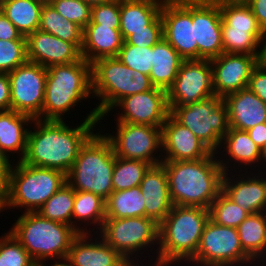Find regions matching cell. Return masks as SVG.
I'll return each mask as SVG.
<instances>
[{"label":"cell","instance_id":"obj_1","mask_svg":"<svg viewBox=\"0 0 266 266\" xmlns=\"http://www.w3.org/2000/svg\"><path fill=\"white\" fill-rule=\"evenodd\" d=\"M90 112V113H89ZM74 126L66 121L33 119L27 136L23 163L68 174L81 147L96 132L99 115L96 108ZM34 127H33V125Z\"/></svg>","mask_w":266,"mask_h":266},{"label":"cell","instance_id":"obj_2","mask_svg":"<svg viewBox=\"0 0 266 266\" xmlns=\"http://www.w3.org/2000/svg\"><path fill=\"white\" fill-rule=\"evenodd\" d=\"M173 205L209 209L222 191L224 171L216 153L190 161H162Z\"/></svg>","mask_w":266,"mask_h":266},{"label":"cell","instance_id":"obj_3","mask_svg":"<svg viewBox=\"0 0 266 266\" xmlns=\"http://www.w3.org/2000/svg\"><path fill=\"white\" fill-rule=\"evenodd\" d=\"M208 220L209 209L199 206L173 205L159 224L157 258L161 265L187 264L198 250L201 235Z\"/></svg>","mask_w":266,"mask_h":266},{"label":"cell","instance_id":"obj_4","mask_svg":"<svg viewBox=\"0 0 266 266\" xmlns=\"http://www.w3.org/2000/svg\"><path fill=\"white\" fill-rule=\"evenodd\" d=\"M47 69L42 120L64 121L69 112L92 99V64L83 57L73 63L53 65ZM92 96V97H91ZM71 110V111H70Z\"/></svg>","mask_w":266,"mask_h":266},{"label":"cell","instance_id":"obj_5","mask_svg":"<svg viewBox=\"0 0 266 266\" xmlns=\"http://www.w3.org/2000/svg\"><path fill=\"white\" fill-rule=\"evenodd\" d=\"M9 232L27 250L36 264L67 258L73 240L80 234L73 226L23 212Z\"/></svg>","mask_w":266,"mask_h":266},{"label":"cell","instance_id":"obj_6","mask_svg":"<svg viewBox=\"0 0 266 266\" xmlns=\"http://www.w3.org/2000/svg\"><path fill=\"white\" fill-rule=\"evenodd\" d=\"M66 174L56 169L31 166L22 161L11 163L3 210L36 212L65 183Z\"/></svg>","mask_w":266,"mask_h":266},{"label":"cell","instance_id":"obj_7","mask_svg":"<svg viewBox=\"0 0 266 266\" xmlns=\"http://www.w3.org/2000/svg\"><path fill=\"white\" fill-rule=\"evenodd\" d=\"M150 76L134 71L117 57L101 58L92 63V93L96 100L99 125L107 120L109 111L122 99L153 89ZM102 119V120H101ZM101 122V123H100Z\"/></svg>","mask_w":266,"mask_h":266},{"label":"cell","instance_id":"obj_8","mask_svg":"<svg viewBox=\"0 0 266 266\" xmlns=\"http://www.w3.org/2000/svg\"><path fill=\"white\" fill-rule=\"evenodd\" d=\"M101 133L97 129L81 147L66 181L74 191L91 192L106 201L113 193L115 155L111 143Z\"/></svg>","mask_w":266,"mask_h":266},{"label":"cell","instance_id":"obj_9","mask_svg":"<svg viewBox=\"0 0 266 266\" xmlns=\"http://www.w3.org/2000/svg\"><path fill=\"white\" fill-rule=\"evenodd\" d=\"M97 234L124 258L133 256L139 258L155 256L157 258L159 224L152 218H106ZM146 251H150V254L153 252L154 255L148 253L149 256H145Z\"/></svg>","mask_w":266,"mask_h":266},{"label":"cell","instance_id":"obj_10","mask_svg":"<svg viewBox=\"0 0 266 266\" xmlns=\"http://www.w3.org/2000/svg\"><path fill=\"white\" fill-rule=\"evenodd\" d=\"M170 114L195 134L213 153L229 130L228 109L223 98L214 95L186 106H169Z\"/></svg>","mask_w":266,"mask_h":266},{"label":"cell","instance_id":"obj_11","mask_svg":"<svg viewBox=\"0 0 266 266\" xmlns=\"http://www.w3.org/2000/svg\"><path fill=\"white\" fill-rule=\"evenodd\" d=\"M189 264L191 266H256V263L243 251L237 228L218 225L210 219L205 224L195 256L186 266Z\"/></svg>","mask_w":266,"mask_h":266},{"label":"cell","instance_id":"obj_12","mask_svg":"<svg viewBox=\"0 0 266 266\" xmlns=\"http://www.w3.org/2000/svg\"><path fill=\"white\" fill-rule=\"evenodd\" d=\"M115 125L114 132L109 130L105 133L103 124L99 130L111 143L116 157L145 161L151 166L163 161L162 126L118 121Z\"/></svg>","mask_w":266,"mask_h":266},{"label":"cell","instance_id":"obj_13","mask_svg":"<svg viewBox=\"0 0 266 266\" xmlns=\"http://www.w3.org/2000/svg\"><path fill=\"white\" fill-rule=\"evenodd\" d=\"M163 38L184 60L198 59L195 41V0H167L161 12Z\"/></svg>","mask_w":266,"mask_h":266},{"label":"cell","instance_id":"obj_14","mask_svg":"<svg viewBox=\"0 0 266 266\" xmlns=\"http://www.w3.org/2000/svg\"><path fill=\"white\" fill-rule=\"evenodd\" d=\"M7 74L10 79L11 110L42 120L47 69L27 60Z\"/></svg>","mask_w":266,"mask_h":266},{"label":"cell","instance_id":"obj_15","mask_svg":"<svg viewBox=\"0 0 266 266\" xmlns=\"http://www.w3.org/2000/svg\"><path fill=\"white\" fill-rule=\"evenodd\" d=\"M214 95L210 60H183L172 86L167 90V101L168 106H186Z\"/></svg>","mask_w":266,"mask_h":266},{"label":"cell","instance_id":"obj_16","mask_svg":"<svg viewBox=\"0 0 266 266\" xmlns=\"http://www.w3.org/2000/svg\"><path fill=\"white\" fill-rule=\"evenodd\" d=\"M117 109H120L116 111ZM118 113V122L162 126L170 114L167 91L153 89L122 98L110 111ZM121 112V113H120Z\"/></svg>","mask_w":266,"mask_h":266},{"label":"cell","instance_id":"obj_17","mask_svg":"<svg viewBox=\"0 0 266 266\" xmlns=\"http://www.w3.org/2000/svg\"><path fill=\"white\" fill-rule=\"evenodd\" d=\"M264 56L222 53L210 59L215 95L225 98L248 86L253 69Z\"/></svg>","mask_w":266,"mask_h":266},{"label":"cell","instance_id":"obj_18","mask_svg":"<svg viewBox=\"0 0 266 266\" xmlns=\"http://www.w3.org/2000/svg\"><path fill=\"white\" fill-rule=\"evenodd\" d=\"M235 173H224L222 191L249 214L266 212V173Z\"/></svg>","mask_w":266,"mask_h":266},{"label":"cell","instance_id":"obj_19","mask_svg":"<svg viewBox=\"0 0 266 266\" xmlns=\"http://www.w3.org/2000/svg\"><path fill=\"white\" fill-rule=\"evenodd\" d=\"M216 155L224 173L261 170V150L246 130L229 128Z\"/></svg>","mask_w":266,"mask_h":266},{"label":"cell","instance_id":"obj_20","mask_svg":"<svg viewBox=\"0 0 266 266\" xmlns=\"http://www.w3.org/2000/svg\"><path fill=\"white\" fill-rule=\"evenodd\" d=\"M221 11L217 0H195V41L198 59H212L223 53Z\"/></svg>","mask_w":266,"mask_h":266},{"label":"cell","instance_id":"obj_21","mask_svg":"<svg viewBox=\"0 0 266 266\" xmlns=\"http://www.w3.org/2000/svg\"><path fill=\"white\" fill-rule=\"evenodd\" d=\"M163 161H190L206 158L213 152L171 114L162 125Z\"/></svg>","mask_w":266,"mask_h":266},{"label":"cell","instance_id":"obj_22","mask_svg":"<svg viewBox=\"0 0 266 266\" xmlns=\"http://www.w3.org/2000/svg\"><path fill=\"white\" fill-rule=\"evenodd\" d=\"M27 60L48 68L79 61L81 51L72 43L36 30L26 37Z\"/></svg>","mask_w":266,"mask_h":266},{"label":"cell","instance_id":"obj_23","mask_svg":"<svg viewBox=\"0 0 266 266\" xmlns=\"http://www.w3.org/2000/svg\"><path fill=\"white\" fill-rule=\"evenodd\" d=\"M67 259L71 266H119L124 257L97 233H80L73 240Z\"/></svg>","mask_w":266,"mask_h":266},{"label":"cell","instance_id":"obj_24","mask_svg":"<svg viewBox=\"0 0 266 266\" xmlns=\"http://www.w3.org/2000/svg\"><path fill=\"white\" fill-rule=\"evenodd\" d=\"M139 186L145 198L146 217L160 224L173 207L164 165L150 166Z\"/></svg>","mask_w":266,"mask_h":266},{"label":"cell","instance_id":"obj_25","mask_svg":"<svg viewBox=\"0 0 266 266\" xmlns=\"http://www.w3.org/2000/svg\"><path fill=\"white\" fill-rule=\"evenodd\" d=\"M223 99L228 109L229 128L247 131L266 122V103L248 87Z\"/></svg>","mask_w":266,"mask_h":266},{"label":"cell","instance_id":"obj_26","mask_svg":"<svg viewBox=\"0 0 266 266\" xmlns=\"http://www.w3.org/2000/svg\"><path fill=\"white\" fill-rule=\"evenodd\" d=\"M32 121L33 118L27 114L14 110L0 111V154L9 162L23 160L27 150L28 126ZM13 154L14 158L18 154L17 159L13 158Z\"/></svg>","mask_w":266,"mask_h":266},{"label":"cell","instance_id":"obj_27","mask_svg":"<svg viewBox=\"0 0 266 266\" xmlns=\"http://www.w3.org/2000/svg\"><path fill=\"white\" fill-rule=\"evenodd\" d=\"M119 28L87 24L83 29L81 56L91 64L101 58L117 57L124 43Z\"/></svg>","mask_w":266,"mask_h":266},{"label":"cell","instance_id":"obj_28","mask_svg":"<svg viewBox=\"0 0 266 266\" xmlns=\"http://www.w3.org/2000/svg\"><path fill=\"white\" fill-rule=\"evenodd\" d=\"M165 1L120 0V32L124 41L133 31L148 30Z\"/></svg>","mask_w":266,"mask_h":266},{"label":"cell","instance_id":"obj_29","mask_svg":"<svg viewBox=\"0 0 266 266\" xmlns=\"http://www.w3.org/2000/svg\"><path fill=\"white\" fill-rule=\"evenodd\" d=\"M105 219L106 208L104 199L91 192L75 191L72 226L79 233H97L101 229ZM91 225L93 228H90L92 227Z\"/></svg>","mask_w":266,"mask_h":266},{"label":"cell","instance_id":"obj_30","mask_svg":"<svg viewBox=\"0 0 266 266\" xmlns=\"http://www.w3.org/2000/svg\"><path fill=\"white\" fill-rule=\"evenodd\" d=\"M183 60L162 38L152 47V67L149 76L153 86L167 91L172 86Z\"/></svg>","mask_w":266,"mask_h":266},{"label":"cell","instance_id":"obj_31","mask_svg":"<svg viewBox=\"0 0 266 266\" xmlns=\"http://www.w3.org/2000/svg\"><path fill=\"white\" fill-rule=\"evenodd\" d=\"M47 0H1L0 10L27 37L39 29L41 10Z\"/></svg>","mask_w":266,"mask_h":266},{"label":"cell","instance_id":"obj_32","mask_svg":"<svg viewBox=\"0 0 266 266\" xmlns=\"http://www.w3.org/2000/svg\"><path fill=\"white\" fill-rule=\"evenodd\" d=\"M223 53L264 56L265 35L261 29L231 28L221 23Z\"/></svg>","mask_w":266,"mask_h":266},{"label":"cell","instance_id":"obj_33","mask_svg":"<svg viewBox=\"0 0 266 266\" xmlns=\"http://www.w3.org/2000/svg\"><path fill=\"white\" fill-rule=\"evenodd\" d=\"M237 230L243 251L258 264L266 256V212L249 214Z\"/></svg>","mask_w":266,"mask_h":266},{"label":"cell","instance_id":"obj_34","mask_svg":"<svg viewBox=\"0 0 266 266\" xmlns=\"http://www.w3.org/2000/svg\"><path fill=\"white\" fill-rule=\"evenodd\" d=\"M140 186L113 192L105 201L106 218L146 217Z\"/></svg>","mask_w":266,"mask_h":266},{"label":"cell","instance_id":"obj_35","mask_svg":"<svg viewBox=\"0 0 266 266\" xmlns=\"http://www.w3.org/2000/svg\"><path fill=\"white\" fill-rule=\"evenodd\" d=\"M39 30L72 42L81 51L83 29L60 15L48 1L44 3L41 10Z\"/></svg>","mask_w":266,"mask_h":266},{"label":"cell","instance_id":"obj_36","mask_svg":"<svg viewBox=\"0 0 266 266\" xmlns=\"http://www.w3.org/2000/svg\"><path fill=\"white\" fill-rule=\"evenodd\" d=\"M74 200L75 191L66 182L36 212L46 219L72 226Z\"/></svg>","mask_w":266,"mask_h":266},{"label":"cell","instance_id":"obj_37","mask_svg":"<svg viewBox=\"0 0 266 266\" xmlns=\"http://www.w3.org/2000/svg\"><path fill=\"white\" fill-rule=\"evenodd\" d=\"M151 165L145 161L115 156L112 174L113 192L127 190L140 185L145 172Z\"/></svg>","mask_w":266,"mask_h":266},{"label":"cell","instance_id":"obj_38","mask_svg":"<svg viewBox=\"0 0 266 266\" xmlns=\"http://www.w3.org/2000/svg\"><path fill=\"white\" fill-rule=\"evenodd\" d=\"M249 213L237 205L223 191L209 207V219L218 225L237 228Z\"/></svg>","mask_w":266,"mask_h":266},{"label":"cell","instance_id":"obj_39","mask_svg":"<svg viewBox=\"0 0 266 266\" xmlns=\"http://www.w3.org/2000/svg\"><path fill=\"white\" fill-rule=\"evenodd\" d=\"M222 20L231 28L260 29L251 8L244 0H217Z\"/></svg>","mask_w":266,"mask_h":266},{"label":"cell","instance_id":"obj_40","mask_svg":"<svg viewBox=\"0 0 266 266\" xmlns=\"http://www.w3.org/2000/svg\"><path fill=\"white\" fill-rule=\"evenodd\" d=\"M0 266H37L27 250L8 231L0 236Z\"/></svg>","mask_w":266,"mask_h":266},{"label":"cell","instance_id":"obj_41","mask_svg":"<svg viewBox=\"0 0 266 266\" xmlns=\"http://www.w3.org/2000/svg\"><path fill=\"white\" fill-rule=\"evenodd\" d=\"M117 58L134 71L150 75L152 67V47H139L127 44L125 41L119 50Z\"/></svg>","mask_w":266,"mask_h":266},{"label":"cell","instance_id":"obj_42","mask_svg":"<svg viewBox=\"0 0 266 266\" xmlns=\"http://www.w3.org/2000/svg\"><path fill=\"white\" fill-rule=\"evenodd\" d=\"M26 61V40H0V73H9Z\"/></svg>","mask_w":266,"mask_h":266},{"label":"cell","instance_id":"obj_43","mask_svg":"<svg viewBox=\"0 0 266 266\" xmlns=\"http://www.w3.org/2000/svg\"><path fill=\"white\" fill-rule=\"evenodd\" d=\"M56 11L82 29L91 21V6L81 0H47Z\"/></svg>","mask_w":266,"mask_h":266},{"label":"cell","instance_id":"obj_44","mask_svg":"<svg viewBox=\"0 0 266 266\" xmlns=\"http://www.w3.org/2000/svg\"><path fill=\"white\" fill-rule=\"evenodd\" d=\"M163 38L162 18L159 15L150 25L148 30L133 31L125 42L139 47H153Z\"/></svg>","mask_w":266,"mask_h":266},{"label":"cell","instance_id":"obj_45","mask_svg":"<svg viewBox=\"0 0 266 266\" xmlns=\"http://www.w3.org/2000/svg\"><path fill=\"white\" fill-rule=\"evenodd\" d=\"M88 24L120 26V0L91 7V21Z\"/></svg>","mask_w":266,"mask_h":266},{"label":"cell","instance_id":"obj_46","mask_svg":"<svg viewBox=\"0 0 266 266\" xmlns=\"http://www.w3.org/2000/svg\"><path fill=\"white\" fill-rule=\"evenodd\" d=\"M247 87L266 103V60L253 69Z\"/></svg>","mask_w":266,"mask_h":266},{"label":"cell","instance_id":"obj_47","mask_svg":"<svg viewBox=\"0 0 266 266\" xmlns=\"http://www.w3.org/2000/svg\"><path fill=\"white\" fill-rule=\"evenodd\" d=\"M0 40H26L0 10Z\"/></svg>","mask_w":266,"mask_h":266},{"label":"cell","instance_id":"obj_48","mask_svg":"<svg viewBox=\"0 0 266 266\" xmlns=\"http://www.w3.org/2000/svg\"><path fill=\"white\" fill-rule=\"evenodd\" d=\"M255 15L261 31L266 35V0H244Z\"/></svg>","mask_w":266,"mask_h":266},{"label":"cell","instance_id":"obj_49","mask_svg":"<svg viewBox=\"0 0 266 266\" xmlns=\"http://www.w3.org/2000/svg\"><path fill=\"white\" fill-rule=\"evenodd\" d=\"M11 110L10 79L7 73H0V111Z\"/></svg>","mask_w":266,"mask_h":266},{"label":"cell","instance_id":"obj_50","mask_svg":"<svg viewBox=\"0 0 266 266\" xmlns=\"http://www.w3.org/2000/svg\"><path fill=\"white\" fill-rule=\"evenodd\" d=\"M11 166L9 162L3 155L0 154V198L4 200L7 186H8V173Z\"/></svg>","mask_w":266,"mask_h":266},{"label":"cell","instance_id":"obj_51","mask_svg":"<svg viewBox=\"0 0 266 266\" xmlns=\"http://www.w3.org/2000/svg\"><path fill=\"white\" fill-rule=\"evenodd\" d=\"M252 141L258 146L260 150L266 144V122L257 124L253 128L247 130Z\"/></svg>","mask_w":266,"mask_h":266},{"label":"cell","instance_id":"obj_52","mask_svg":"<svg viewBox=\"0 0 266 266\" xmlns=\"http://www.w3.org/2000/svg\"><path fill=\"white\" fill-rule=\"evenodd\" d=\"M151 260L152 261L154 260V262H149ZM146 262H148V263H146ZM152 263H153V265H152ZM119 266H162V265H161L159 259L158 258L155 259V257H152V259L149 257L148 261L146 260V257H145V259L140 257V260H139V257H129V258H124L121 261Z\"/></svg>","mask_w":266,"mask_h":266},{"label":"cell","instance_id":"obj_53","mask_svg":"<svg viewBox=\"0 0 266 266\" xmlns=\"http://www.w3.org/2000/svg\"><path fill=\"white\" fill-rule=\"evenodd\" d=\"M54 264L51 263L50 266H71L70 261L67 258H62V259H55L53 261ZM49 264H47L48 266ZM37 266H46V262H42L37 264Z\"/></svg>","mask_w":266,"mask_h":266},{"label":"cell","instance_id":"obj_54","mask_svg":"<svg viewBox=\"0 0 266 266\" xmlns=\"http://www.w3.org/2000/svg\"><path fill=\"white\" fill-rule=\"evenodd\" d=\"M261 165H262V167H261L262 169L260 172L266 173V144L264 145V147L261 150Z\"/></svg>","mask_w":266,"mask_h":266},{"label":"cell","instance_id":"obj_55","mask_svg":"<svg viewBox=\"0 0 266 266\" xmlns=\"http://www.w3.org/2000/svg\"><path fill=\"white\" fill-rule=\"evenodd\" d=\"M85 2L86 4H89L91 7L97 6L100 4L111 2L112 0H81Z\"/></svg>","mask_w":266,"mask_h":266},{"label":"cell","instance_id":"obj_56","mask_svg":"<svg viewBox=\"0 0 266 266\" xmlns=\"http://www.w3.org/2000/svg\"><path fill=\"white\" fill-rule=\"evenodd\" d=\"M261 262H262V264H261ZM258 263L259 264H256V266H264V265L266 266V256H264Z\"/></svg>","mask_w":266,"mask_h":266},{"label":"cell","instance_id":"obj_57","mask_svg":"<svg viewBox=\"0 0 266 266\" xmlns=\"http://www.w3.org/2000/svg\"><path fill=\"white\" fill-rule=\"evenodd\" d=\"M3 212V200L0 198V213L2 214Z\"/></svg>","mask_w":266,"mask_h":266},{"label":"cell","instance_id":"obj_58","mask_svg":"<svg viewBox=\"0 0 266 266\" xmlns=\"http://www.w3.org/2000/svg\"><path fill=\"white\" fill-rule=\"evenodd\" d=\"M264 60H266V35H265V42H264Z\"/></svg>","mask_w":266,"mask_h":266},{"label":"cell","instance_id":"obj_59","mask_svg":"<svg viewBox=\"0 0 266 266\" xmlns=\"http://www.w3.org/2000/svg\"><path fill=\"white\" fill-rule=\"evenodd\" d=\"M150 1H167V0H150Z\"/></svg>","mask_w":266,"mask_h":266}]
</instances>
